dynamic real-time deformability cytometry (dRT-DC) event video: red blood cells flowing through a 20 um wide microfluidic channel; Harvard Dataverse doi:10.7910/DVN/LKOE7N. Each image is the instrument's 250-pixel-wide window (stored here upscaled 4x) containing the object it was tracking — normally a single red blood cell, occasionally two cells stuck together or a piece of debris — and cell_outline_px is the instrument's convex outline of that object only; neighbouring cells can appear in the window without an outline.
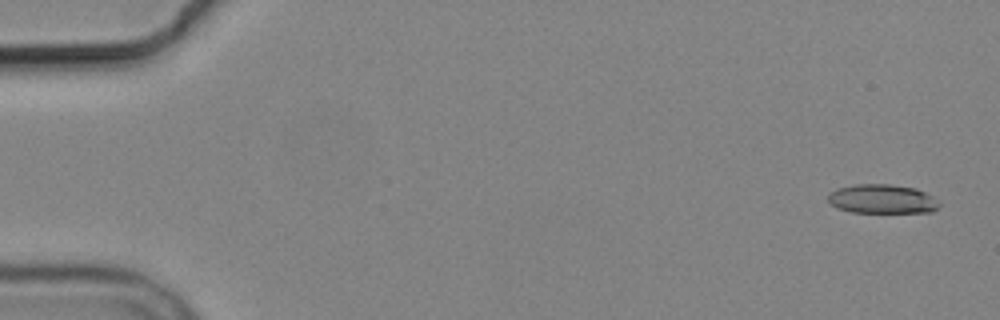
{"species": "common noctule bat (a hibernating species)", "species_latin": "Nyctalus noctula", "temperature_condition": "cold", "stored_images_in_passage": 6, "camera_frame_rate_fps": 3000, "um_per_image_px": 0.085, "animal": {"sex": "male", "body_mass_g": 19.2, "forearm_length_mm": 51.8}, "frame": {"image": 1, "passage_image": 1, "time_ms": 0.0, "image_size_px": [1000, 320], "cell_outline_px": [[940, 204], [932, 212], [852, 212], [836, 208], [828, 200], [828, 192], [836, 188], [856, 184], [892, 184], [916, 188], [932, 196]], "centroid_in_image_um": [74.95, 16.9], "position_along_channel_um": 10.1, "area_um2": 18.9}}
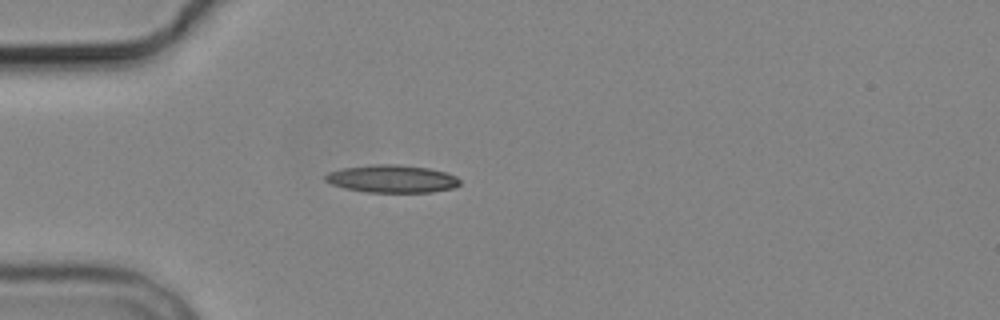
{"frame": {"image": 2, "passage_image": 5, "time_ms": 4.667, "image_size_px": [1000, 320], "cell_outline_px": [[460, 184], [456, 188], [432, 192], [368, 192], [344, 188], [332, 184], [324, 180], [324, 176], [328, 172], [344, 168], [376, 164], [400, 164], [428, 168], [448, 172], [456, 176], [460, 180]], "centroid_in_image_um": [33.36, 15.2], "position_along_channel_um": 51.6, "area_um2": 21.85}}